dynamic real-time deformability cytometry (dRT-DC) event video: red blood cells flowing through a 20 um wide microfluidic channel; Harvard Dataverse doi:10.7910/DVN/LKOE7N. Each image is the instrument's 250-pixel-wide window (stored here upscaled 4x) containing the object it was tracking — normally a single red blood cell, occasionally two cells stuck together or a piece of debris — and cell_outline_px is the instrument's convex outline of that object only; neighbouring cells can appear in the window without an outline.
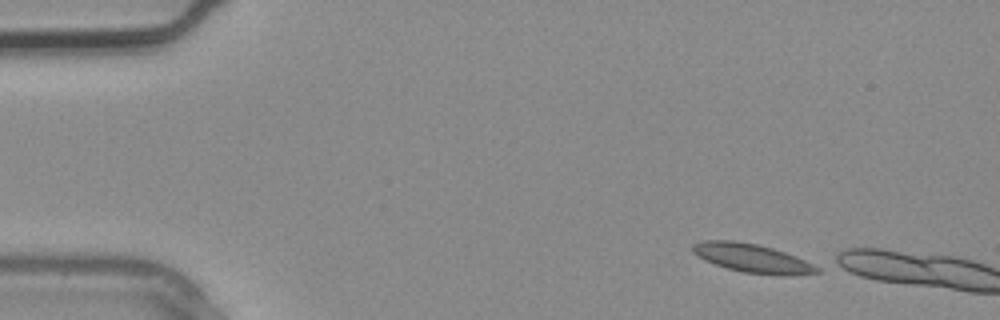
{"species": "common noctule bat (a hibernating species)", "species_latin": "Nyctalus noctula", "temperature_condition": "warm", "stored_images_in_passage": 2, "camera_frame_rate_fps": 3000, "um_per_image_px": 0.085, "animal": {"sex": "male", "body_mass_g": 20.4}, "frame": {"image": 1, "passage_image": 1, "time_ms": 0.0, "image_size_px": [1000, 320], "cell_outline_px": [[820, 272], [788, 276], [784, 276], [744, 272], [728, 268], [704, 260], [692, 252], [692, 244], [704, 240], [732, 240], [756, 244], [772, 248], [796, 256], [820, 268]], "centroid_in_image_um": [63.93, 21.94], "position_along_channel_um": 21.1, "area_um2": 20.63}}